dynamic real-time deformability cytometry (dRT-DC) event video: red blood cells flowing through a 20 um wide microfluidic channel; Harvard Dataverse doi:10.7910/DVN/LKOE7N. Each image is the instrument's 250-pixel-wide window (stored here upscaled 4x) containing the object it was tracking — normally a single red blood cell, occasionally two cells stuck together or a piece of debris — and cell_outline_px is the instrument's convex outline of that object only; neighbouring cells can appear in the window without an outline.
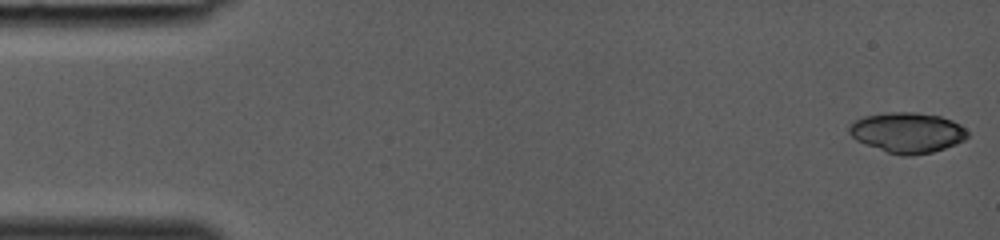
{"species": "common noctule bat (a hibernating species)", "species_latin": "Nyctalus noctula", "temperature_condition": "room temperature", "stored_images_in_passage": 4, "camera_frame_rate_fps": 3000, "um_per_image_px": 0.085, "animal": {"sex": "female", "body_mass_g": 19.0, "forearm_length_mm": 53.3}, "frame": {"image": 1, "passage_image": 1, "time_ms": 0.0, "image_size_px": [1000, 240], "cell_outline_px": [[968, 136], [964, 140], [956, 144], [932, 152], [912, 156], [900, 156], [888, 152], [856, 140], [848, 132], [848, 128], [856, 120], [864, 116], [892, 112], [916, 112], [940, 116], [952, 120], [960, 124], [968, 132]], "centroid_in_image_um": [77.15, 11.27], "position_along_channel_um": 7.9, "area_um2": 27.69}}